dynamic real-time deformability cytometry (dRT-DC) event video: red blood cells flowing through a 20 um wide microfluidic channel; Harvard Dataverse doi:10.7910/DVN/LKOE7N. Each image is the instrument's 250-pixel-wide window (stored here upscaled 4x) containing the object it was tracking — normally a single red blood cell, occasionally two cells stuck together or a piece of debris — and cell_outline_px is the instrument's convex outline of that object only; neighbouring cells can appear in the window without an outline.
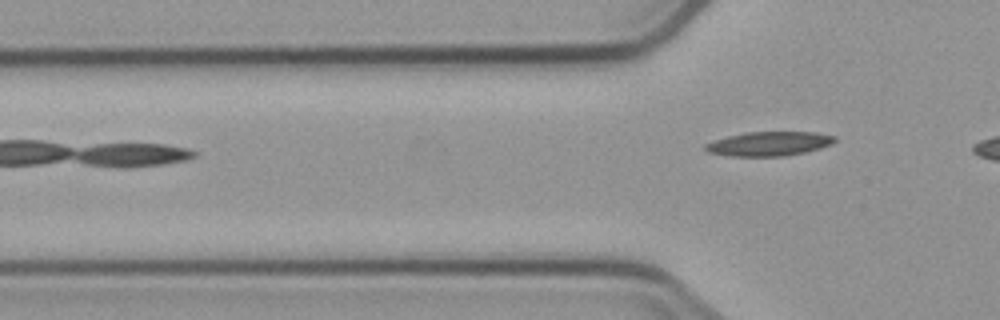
{"species": "common noctule bat (a hibernating species)", "species_latin": "Nyctalus noctula", "temperature_condition": "cold", "stored_images_in_passage": 3, "camera_frame_rate_fps": 3000, "um_per_image_px": 0.085, "animal": {"sex": "male", "body_mass_g": 23.1, "forearm_length_mm": 52.7}, "frame": {"image": 1, "passage_image": 3, "time_ms": 2.667, "image_size_px": [1000, 320], "cell_outline_px": [[836, 140], [832, 144], [820, 148], [804, 152], [784, 156], [728, 156], [708, 152], [704, 148], [704, 144], [728, 136], [748, 132], [816, 132], [836, 136]], "centroid_in_image_um": [65.38, 12.22], "position_along_channel_um": 60.4, "area_um2": 18.21}}